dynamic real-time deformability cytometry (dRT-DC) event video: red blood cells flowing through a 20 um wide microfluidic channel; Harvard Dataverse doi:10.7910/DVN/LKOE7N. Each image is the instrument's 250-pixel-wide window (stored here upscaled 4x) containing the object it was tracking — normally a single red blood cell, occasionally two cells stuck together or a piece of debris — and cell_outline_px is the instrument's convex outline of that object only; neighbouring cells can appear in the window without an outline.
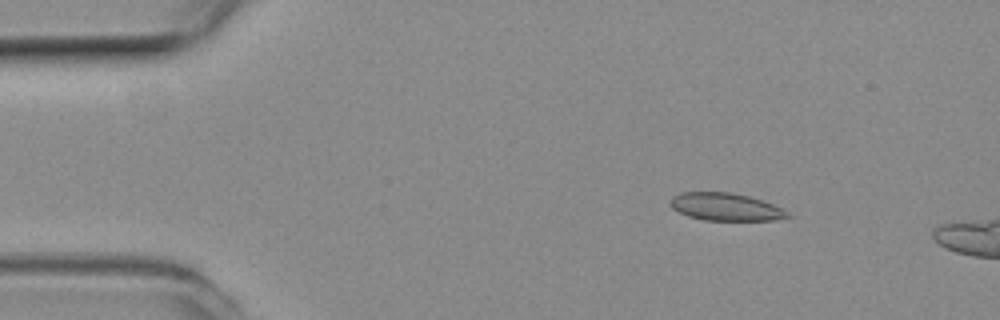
{"species": "common noctule bat (a hibernating species)", "species_latin": "Nyctalus noctula", "temperature_condition": "room temperature", "stored_images_in_passage": 12, "camera_frame_rate_fps": 3000, "um_per_image_px": 0.085, "animal": {"sex": "female", "body_mass_g": 19.3, "forearm_length_mm": 54.1}, "frame": {"image": 1, "passage_image": 7, "time_ms": 2.0, "image_size_px": [1000, 320], "cell_outline_px": [[792, 216], [776, 220], [704, 220], [688, 216], [672, 208], [668, 204], [672, 196], [680, 192], [732, 192], [748, 196], [772, 204], [788, 212]], "centroid_in_image_um": [61.64, 17.58], "position_along_channel_um": 23.4, "area_um2": 18.84}}